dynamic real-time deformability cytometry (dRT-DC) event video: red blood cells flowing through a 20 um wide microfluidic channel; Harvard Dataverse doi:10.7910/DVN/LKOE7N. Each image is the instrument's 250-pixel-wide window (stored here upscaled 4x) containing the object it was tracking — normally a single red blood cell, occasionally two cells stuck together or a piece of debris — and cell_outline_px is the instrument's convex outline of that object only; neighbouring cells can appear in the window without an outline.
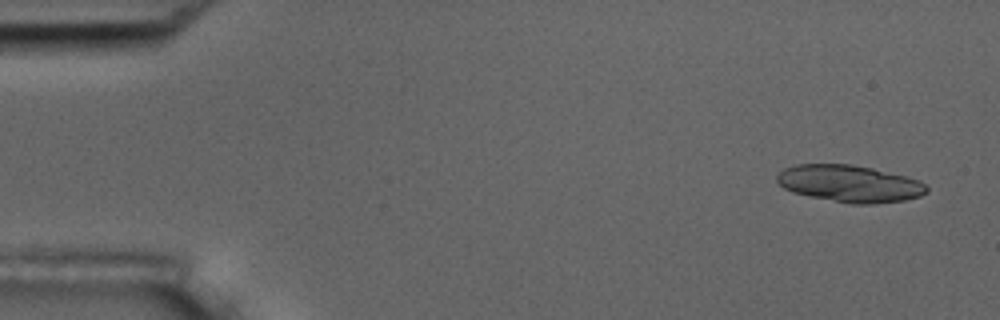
{"species": "common noctule bat (a hibernating species)", "species_latin": "Nyctalus noctula", "temperature_condition": "room temperature", "stored_images_in_passage": 4, "camera_frame_rate_fps": 3000, "um_per_image_px": 0.085, "animal": {"sex": "male", "body_mass_g": 17.5, "forearm_length_mm": 52.3}, "frame": {"image": 1, "passage_image": 1, "time_ms": 0.0, "image_size_px": [1000, 320], "cell_outline_px": [[928, 192], [920, 196], [904, 200], [872, 204], [852, 204], [808, 196], [792, 192], [784, 188], [776, 180], [776, 176], [784, 168], [796, 164], [852, 164], [872, 168], [920, 180], [928, 188]], "centroid_in_image_um": [72.21, 15.61], "position_along_channel_um": 12.8, "area_um2": 32.25}}